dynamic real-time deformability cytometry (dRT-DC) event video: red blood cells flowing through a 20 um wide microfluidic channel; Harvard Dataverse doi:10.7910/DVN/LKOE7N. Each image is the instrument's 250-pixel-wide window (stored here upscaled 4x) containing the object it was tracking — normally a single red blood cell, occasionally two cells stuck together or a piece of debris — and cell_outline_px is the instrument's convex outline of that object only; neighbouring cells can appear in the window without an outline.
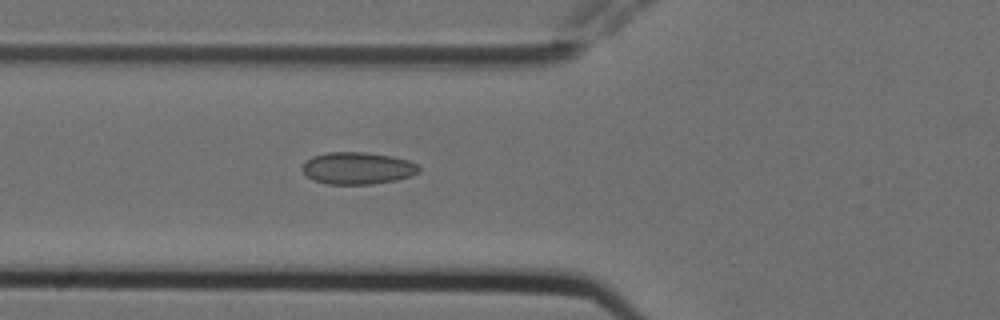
{"species": "Egyptian fruit bat (a non-hibernating species)", "species_latin": "Rousettus aegyptiacus", "temperature_condition": "cold", "stored_images_in_passage": 6, "camera_frame_rate_fps": 3000, "um_per_image_px": 0.085, "animal": {"sex": "female"}, "frame": {"image": 1, "passage_image": 6, "time_ms": 1.667, "image_size_px": [1000, 320], "cell_outline_px": [[420, 172], [412, 176], [396, 180], [372, 184], [328, 184], [312, 180], [300, 168], [312, 156], [328, 152], [364, 152], [392, 156], [408, 160], [416, 164], [420, 168]], "centroid_in_image_um": [30.41, 14.3], "position_along_channel_um": 95.4, "area_um2": 21.85}}